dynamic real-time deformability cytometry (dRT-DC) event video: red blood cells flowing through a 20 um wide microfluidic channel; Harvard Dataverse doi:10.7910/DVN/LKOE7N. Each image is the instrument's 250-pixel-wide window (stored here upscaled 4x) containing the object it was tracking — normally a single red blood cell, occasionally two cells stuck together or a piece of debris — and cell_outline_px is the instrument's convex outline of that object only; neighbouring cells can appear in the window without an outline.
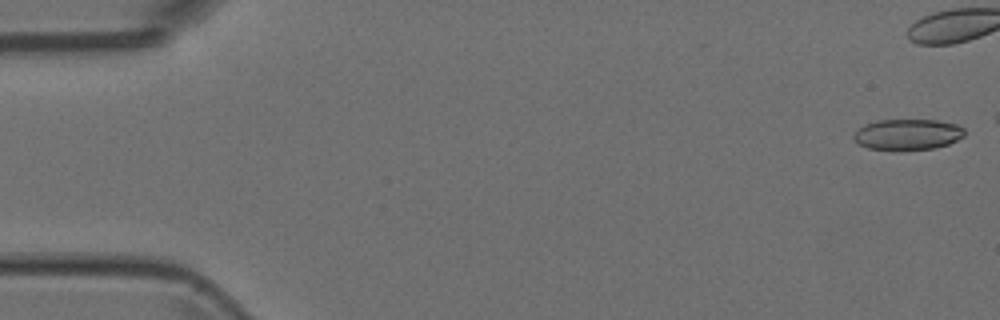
{"species": "Egyptian fruit bat (a non-hibernating species)", "species_latin": "Rousettus aegyptiacus", "temperature_condition": "room temperature", "stored_images_in_passage": 5, "camera_frame_rate_fps": 3000, "um_per_image_px": 0.085, "animal": {"sex": "female"}, "frame": {"image": 1, "passage_image": 1, "time_ms": 0.0, "image_size_px": [1000, 320], "cell_outline_px": [[964, 136], [948, 144], [936, 148], [900, 152], [868, 148], [860, 144], [852, 136], [864, 124], [880, 120], [936, 120], [956, 124], [964, 128]], "centroid_in_image_um": [77.16, 11.46], "position_along_channel_um": 7.8, "area_um2": 20.23}}